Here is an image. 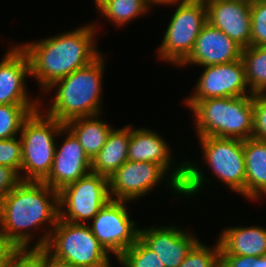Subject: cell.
I'll return each instance as SVG.
<instances>
[{
    "label": "cell",
    "instance_id": "obj_1",
    "mask_svg": "<svg viewBox=\"0 0 266 267\" xmlns=\"http://www.w3.org/2000/svg\"><path fill=\"white\" fill-rule=\"evenodd\" d=\"M58 218V192L43 181H22L0 201V236L19 251L42 249ZM47 224L51 228L30 246L35 230Z\"/></svg>",
    "mask_w": 266,
    "mask_h": 267
},
{
    "label": "cell",
    "instance_id": "obj_2",
    "mask_svg": "<svg viewBox=\"0 0 266 267\" xmlns=\"http://www.w3.org/2000/svg\"><path fill=\"white\" fill-rule=\"evenodd\" d=\"M96 27L92 22L40 41L19 44L28 56L30 77L37 80L41 91L88 65L102 53L94 40Z\"/></svg>",
    "mask_w": 266,
    "mask_h": 267
},
{
    "label": "cell",
    "instance_id": "obj_3",
    "mask_svg": "<svg viewBox=\"0 0 266 267\" xmlns=\"http://www.w3.org/2000/svg\"><path fill=\"white\" fill-rule=\"evenodd\" d=\"M100 54L94 61L55 81L45 92L54 90L47 115L65 124L70 120L101 114L102 79L106 60ZM51 107V108H50Z\"/></svg>",
    "mask_w": 266,
    "mask_h": 267
},
{
    "label": "cell",
    "instance_id": "obj_4",
    "mask_svg": "<svg viewBox=\"0 0 266 267\" xmlns=\"http://www.w3.org/2000/svg\"><path fill=\"white\" fill-rule=\"evenodd\" d=\"M190 110L198 137H252L253 95L198 100Z\"/></svg>",
    "mask_w": 266,
    "mask_h": 267
},
{
    "label": "cell",
    "instance_id": "obj_5",
    "mask_svg": "<svg viewBox=\"0 0 266 267\" xmlns=\"http://www.w3.org/2000/svg\"><path fill=\"white\" fill-rule=\"evenodd\" d=\"M172 151L167 142L153 130L149 128H132L129 125V145L128 160L137 162H154L160 164L167 172V183L174 191L173 194H183L189 196L198 194L202 191L205 183L204 172L193 162L182 161L180 165L173 166L171 170Z\"/></svg>",
    "mask_w": 266,
    "mask_h": 267
},
{
    "label": "cell",
    "instance_id": "obj_6",
    "mask_svg": "<svg viewBox=\"0 0 266 267\" xmlns=\"http://www.w3.org/2000/svg\"><path fill=\"white\" fill-rule=\"evenodd\" d=\"M42 110L40 107L24 120L19 134L23 181H44L48 177L56 150L55 138L62 137L64 124L47 114L45 116Z\"/></svg>",
    "mask_w": 266,
    "mask_h": 267
},
{
    "label": "cell",
    "instance_id": "obj_7",
    "mask_svg": "<svg viewBox=\"0 0 266 267\" xmlns=\"http://www.w3.org/2000/svg\"><path fill=\"white\" fill-rule=\"evenodd\" d=\"M43 249L54 259L75 267H112L111 254L98 242L88 224L58 218Z\"/></svg>",
    "mask_w": 266,
    "mask_h": 267
},
{
    "label": "cell",
    "instance_id": "obj_8",
    "mask_svg": "<svg viewBox=\"0 0 266 267\" xmlns=\"http://www.w3.org/2000/svg\"><path fill=\"white\" fill-rule=\"evenodd\" d=\"M173 5L177 8L174 9L157 55L161 61L179 67L191 54L196 38L207 23V8L205 0H180Z\"/></svg>",
    "mask_w": 266,
    "mask_h": 267
},
{
    "label": "cell",
    "instance_id": "obj_9",
    "mask_svg": "<svg viewBox=\"0 0 266 267\" xmlns=\"http://www.w3.org/2000/svg\"><path fill=\"white\" fill-rule=\"evenodd\" d=\"M110 200L108 178L90 172L58 192L59 218L88 224Z\"/></svg>",
    "mask_w": 266,
    "mask_h": 267
},
{
    "label": "cell",
    "instance_id": "obj_10",
    "mask_svg": "<svg viewBox=\"0 0 266 267\" xmlns=\"http://www.w3.org/2000/svg\"><path fill=\"white\" fill-rule=\"evenodd\" d=\"M198 138L203 153L201 160L232 192L245 197L244 140L215 136Z\"/></svg>",
    "mask_w": 266,
    "mask_h": 267
},
{
    "label": "cell",
    "instance_id": "obj_11",
    "mask_svg": "<svg viewBox=\"0 0 266 267\" xmlns=\"http://www.w3.org/2000/svg\"><path fill=\"white\" fill-rule=\"evenodd\" d=\"M129 201L111 199L88 226L102 247L118 258L139 238V229L125 204Z\"/></svg>",
    "mask_w": 266,
    "mask_h": 267
},
{
    "label": "cell",
    "instance_id": "obj_12",
    "mask_svg": "<svg viewBox=\"0 0 266 267\" xmlns=\"http://www.w3.org/2000/svg\"><path fill=\"white\" fill-rule=\"evenodd\" d=\"M203 68V73L198 78L195 90H193L194 93L185 98L184 104L189 109L198 100L253 95L247 84L245 66L242 59Z\"/></svg>",
    "mask_w": 266,
    "mask_h": 267
},
{
    "label": "cell",
    "instance_id": "obj_13",
    "mask_svg": "<svg viewBox=\"0 0 266 267\" xmlns=\"http://www.w3.org/2000/svg\"><path fill=\"white\" fill-rule=\"evenodd\" d=\"M167 174L160 164L127 160L108 178L110 197L134 202L149 194Z\"/></svg>",
    "mask_w": 266,
    "mask_h": 267
},
{
    "label": "cell",
    "instance_id": "obj_14",
    "mask_svg": "<svg viewBox=\"0 0 266 267\" xmlns=\"http://www.w3.org/2000/svg\"><path fill=\"white\" fill-rule=\"evenodd\" d=\"M62 135L65 139L60 147L56 144L51 172L43 181L57 192L91 172V159L76 137L65 126Z\"/></svg>",
    "mask_w": 266,
    "mask_h": 267
},
{
    "label": "cell",
    "instance_id": "obj_15",
    "mask_svg": "<svg viewBox=\"0 0 266 267\" xmlns=\"http://www.w3.org/2000/svg\"><path fill=\"white\" fill-rule=\"evenodd\" d=\"M207 22L224 32L242 48L251 45L249 0H205Z\"/></svg>",
    "mask_w": 266,
    "mask_h": 267
},
{
    "label": "cell",
    "instance_id": "obj_16",
    "mask_svg": "<svg viewBox=\"0 0 266 267\" xmlns=\"http://www.w3.org/2000/svg\"><path fill=\"white\" fill-rule=\"evenodd\" d=\"M139 239L158 255L164 267H178L199 241L194 235L173 225L139 229Z\"/></svg>",
    "mask_w": 266,
    "mask_h": 267
},
{
    "label": "cell",
    "instance_id": "obj_17",
    "mask_svg": "<svg viewBox=\"0 0 266 267\" xmlns=\"http://www.w3.org/2000/svg\"><path fill=\"white\" fill-rule=\"evenodd\" d=\"M30 76V62L20 45L12 46L0 62V104H39L30 99L26 76Z\"/></svg>",
    "mask_w": 266,
    "mask_h": 267
},
{
    "label": "cell",
    "instance_id": "obj_18",
    "mask_svg": "<svg viewBox=\"0 0 266 267\" xmlns=\"http://www.w3.org/2000/svg\"><path fill=\"white\" fill-rule=\"evenodd\" d=\"M242 49L224 32L207 22L196 38L191 54L179 67L187 64L206 67L231 63L241 59Z\"/></svg>",
    "mask_w": 266,
    "mask_h": 267
},
{
    "label": "cell",
    "instance_id": "obj_19",
    "mask_svg": "<svg viewBox=\"0 0 266 267\" xmlns=\"http://www.w3.org/2000/svg\"><path fill=\"white\" fill-rule=\"evenodd\" d=\"M220 255L261 257L266 255V228L234 226L220 232Z\"/></svg>",
    "mask_w": 266,
    "mask_h": 267
},
{
    "label": "cell",
    "instance_id": "obj_20",
    "mask_svg": "<svg viewBox=\"0 0 266 267\" xmlns=\"http://www.w3.org/2000/svg\"><path fill=\"white\" fill-rule=\"evenodd\" d=\"M245 198L259 201L266 195V141L254 137L244 140Z\"/></svg>",
    "mask_w": 266,
    "mask_h": 267
},
{
    "label": "cell",
    "instance_id": "obj_21",
    "mask_svg": "<svg viewBox=\"0 0 266 267\" xmlns=\"http://www.w3.org/2000/svg\"><path fill=\"white\" fill-rule=\"evenodd\" d=\"M129 125L112 129L102 149L91 160V172L109 178L128 160Z\"/></svg>",
    "mask_w": 266,
    "mask_h": 267
},
{
    "label": "cell",
    "instance_id": "obj_22",
    "mask_svg": "<svg viewBox=\"0 0 266 267\" xmlns=\"http://www.w3.org/2000/svg\"><path fill=\"white\" fill-rule=\"evenodd\" d=\"M98 115L79 117L64 124L79 141L85 153L92 158L102 149L107 138L114 128Z\"/></svg>",
    "mask_w": 266,
    "mask_h": 267
},
{
    "label": "cell",
    "instance_id": "obj_23",
    "mask_svg": "<svg viewBox=\"0 0 266 267\" xmlns=\"http://www.w3.org/2000/svg\"><path fill=\"white\" fill-rule=\"evenodd\" d=\"M241 59L250 91L253 94L266 93V46L243 48Z\"/></svg>",
    "mask_w": 266,
    "mask_h": 267
},
{
    "label": "cell",
    "instance_id": "obj_24",
    "mask_svg": "<svg viewBox=\"0 0 266 267\" xmlns=\"http://www.w3.org/2000/svg\"><path fill=\"white\" fill-rule=\"evenodd\" d=\"M0 104V139H11L21 132L24 120L43 105Z\"/></svg>",
    "mask_w": 266,
    "mask_h": 267
},
{
    "label": "cell",
    "instance_id": "obj_25",
    "mask_svg": "<svg viewBox=\"0 0 266 267\" xmlns=\"http://www.w3.org/2000/svg\"><path fill=\"white\" fill-rule=\"evenodd\" d=\"M150 7L144 0H111L98 12L117 27L127 25L138 16L147 14Z\"/></svg>",
    "mask_w": 266,
    "mask_h": 267
},
{
    "label": "cell",
    "instance_id": "obj_26",
    "mask_svg": "<svg viewBox=\"0 0 266 267\" xmlns=\"http://www.w3.org/2000/svg\"><path fill=\"white\" fill-rule=\"evenodd\" d=\"M117 260L123 267H164L158 255L139 238Z\"/></svg>",
    "mask_w": 266,
    "mask_h": 267
},
{
    "label": "cell",
    "instance_id": "obj_27",
    "mask_svg": "<svg viewBox=\"0 0 266 267\" xmlns=\"http://www.w3.org/2000/svg\"><path fill=\"white\" fill-rule=\"evenodd\" d=\"M178 267H220L219 241L210 247L199 240Z\"/></svg>",
    "mask_w": 266,
    "mask_h": 267
},
{
    "label": "cell",
    "instance_id": "obj_28",
    "mask_svg": "<svg viewBox=\"0 0 266 267\" xmlns=\"http://www.w3.org/2000/svg\"><path fill=\"white\" fill-rule=\"evenodd\" d=\"M251 46H266V0L252 1Z\"/></svg>",
    "mask_w": 266,
    "mask_h": 267
},
{
    "label": "cell",
    "instance_id": "obj_29",
    "mask_svg": "<svg viewBox=\"0 0 266 267\" xmlns=\"http://www.w3.org/2000/svg\"><path fill=\"white\" fill-rule=\"evenodd\" d=\"M0 165L16 169L21 175L22 142L18 136L0 139Z\"/></svg>",
    "mask_w": 266,
    "mask_h": 267
},
{
    "label": "cell",
    "instance_id": "obj_30",
    "mask_svg": "<svg viewBox=\"0 0 266 267\" xmlns=\"http://www.w3.org/2000/svg\"><path fill=\"white\" fill-rule=\"evenodd\" d=\"M252 137L266 141V93L253 94Z\"/></svg>",
    "mask_w": 266,
    "mask_h": 267
},
{
    "label": "cell",
    "instance_id": "obj_31",
    "mask_svg": "<svg viewBox=\"0 0 266 267\" xmlns=\"http://www.w3.org/2000/svg\"><path fill=\"white\" fill-rule=\"evenodd\" d=\"M220 267H266V255L261 257L220 255Z\"/></svg>",
    "mask_w": 266,
    "mask_h": 267
},
{
    "label": "cell",
    "instance_id": "obj_32",
    "mask_svg": "<svg viewBox=\"0 0 266 267\" xmlns=\"http://www.w3.org/2000/svg\"><path fill=\"white\" fill-rule=\"evenodd\" d=\"M22 181L16 169L0 165V201Z\"/></svg>",
    "mask_w": 266,
    "mask_h": 267
},
{
    "label": "cell",
    "instance_id": "obj_33",
    "mask_svg": "<svg viewBox=\"0 0 266 267\" xmlns=\"http://www.w3.org/2000/svg\"><path fill=\"white\" fill-rule=\"evenodd\" d=\"M35 266L36 267H75L72 264L64 263L54 259L43 248L35 249Z\"/></svg>",
    "mask_w": 266,
    "mask_h": 267
},
{
    "label": "cell",
    "instance_id": "obj_34",
    "mask_svg": "<svg viewBox=\"0 0 266 267\" xmlns=\"http://www.w3.org/2000/svg\"><path fill=\"white\" fill-rule=\"evenodd\" d=\"M6 267H36L35 266V249L19 251Z\"/></svg>",
    "mask_w": 266,
    "mask_h": 267
},
{
    "label": "cell",
    "instance_id": "obj_35",
    "mask_svg": "<svg viewBox=\"0 0 266 267\" xmlns=\"http://www.w3.org/2000/svg\"><path fill=\"white\" fill-rule=\"evenodd\" d=\"M18 252L19 250L13 244L0 236V267H6Z\"/></svg>",
    "mask_w": 266,
    "mask_h": 267
},
{
    "label": "cell",
    "instance_id": "obj_36",
    "mask_svg": "<svg viewBox=\"0 0 266 267\" xmlns=\"http://www.w3.org/2000/svg\"><path fill=\"white\" fill-rule=\"evenodd\" d=\"M145 3L150 7H152V5H173L175 2H178L180 0H144Z\"/></svg>",
    "mask_w": 266,
    "mask_h": 267
},
{
    "label": "cell",
    "instance_id": "obj_37",
    "mask_svg": "<svg viewBox=\"0 0 266 267\" xmlns=\"http://www.w3.org/2000/svg\"><path fill=\"white\" fill-rule=\"evenodd\" d=\"M111 0H94L95 6L98 10H100L104 5H106Z\"/></svg>",
    "mask_w": 266,
    "mask_h": 267
}]
</instances>
